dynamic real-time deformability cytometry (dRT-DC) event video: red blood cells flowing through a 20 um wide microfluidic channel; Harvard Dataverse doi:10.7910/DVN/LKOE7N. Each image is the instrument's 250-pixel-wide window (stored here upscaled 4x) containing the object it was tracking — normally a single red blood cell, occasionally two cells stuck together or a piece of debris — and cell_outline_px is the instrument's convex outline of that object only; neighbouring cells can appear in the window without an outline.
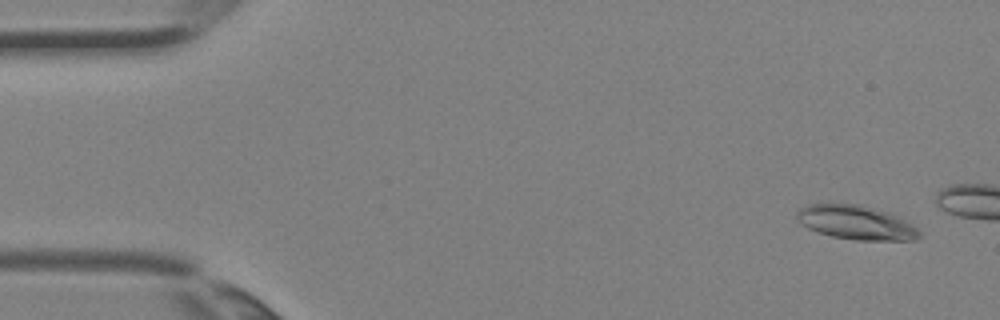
{"species": "Egyptian fruit bat (a non-hibernating species)", "species_latin": "Rousettus aegyptiacus", "temperature_condition": "room temperature", "stored_images_in_passage": 3, "camera_frame_rate_fps": 3000, "um_per_image_px": 0.085, "animal": {"sex": "female"}, "frame": {"image": 1, "passage_image": 1, "time_ms": 0.0, "image_size_px": [1000, 320], "cell_outline_px": [[920, 236], [916, 240], [856, 240], [832, 236], [808, 228], [800, 224], [796, 220], [796, 212], [800, 208], [808, 204], [860, 204], [888, 212], [912, 224], [920, 232]], "centroid_in_image_um": [72.74, 18.91], "position_along_channel_um": 12.3, "area_um2": 24.22}}